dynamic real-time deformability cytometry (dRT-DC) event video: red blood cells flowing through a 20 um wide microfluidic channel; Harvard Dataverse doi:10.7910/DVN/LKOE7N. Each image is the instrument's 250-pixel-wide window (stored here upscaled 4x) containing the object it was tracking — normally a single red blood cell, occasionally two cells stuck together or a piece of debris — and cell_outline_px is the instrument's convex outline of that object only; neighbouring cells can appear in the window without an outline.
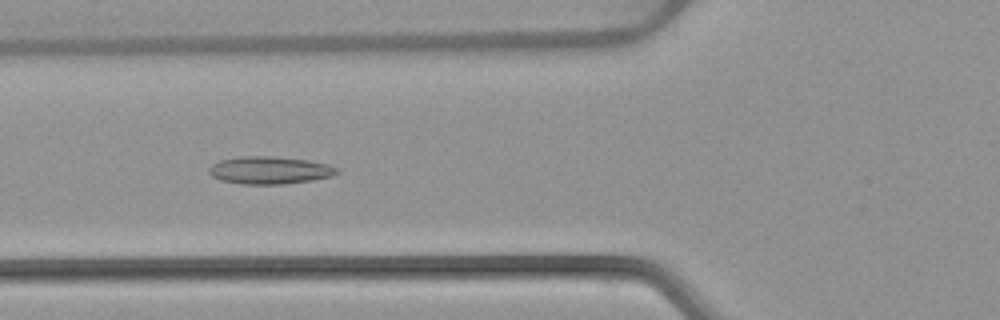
{"species": "common noctule bat (a hibernating species)", "species_latin": "Nyctalus noctula", "temperature_condition": "warm", "stored_images_in_passage": 53, "camera_frame_rate_fps": 3000, "um_per_image_px": 0.085, "animal": {"sex": "female", "body_mass_g": 22.7, "forearm_length_mm": 54.2}, "frame": {"image": 1, "passage_image": 20, "time_ms": 6.333, "image_size_px": [1000, 320], "cell_outline_px": [[340, 172], [332, 176], [312, 180], [284, 184], [240, 184], [220, 180], [212, 176], [208, 172], [208, 168], [212, 164], [220, 160], [240, 156], [272, 156], [308, 160], [328, 164], [340, 168]], "centroid_in_image_um": [22.93, 14.47], "position_along_channel_um": 102.9, "area_um2": 20.75}}
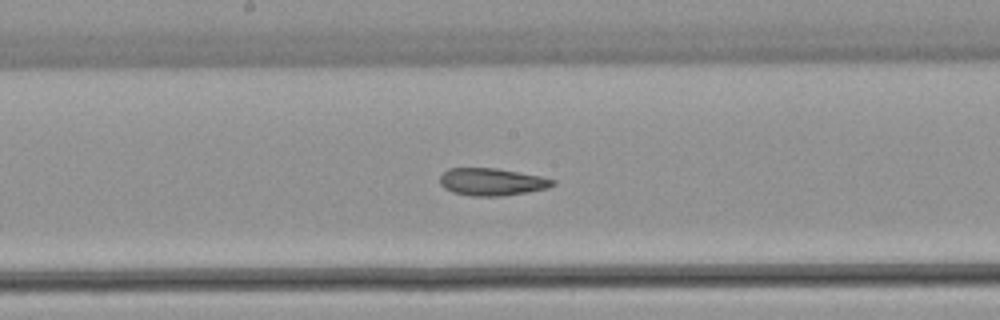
{"frame": {"image": 2, "passage_image": 28, "time_ms": 9.0, "image_size_px": [1000, 320], "cell_outline_px": [[556, 184], [548, 188], [528, 192], [504, 196], [472, 196], [452, 192], [444, 188], [440, 184], [440, 176], [448, 168], [496, 168], [540, 176], [556, 180]], "centroid_in_image_um": [41.81, 15.46], "position_along_channel_um": 206.4, "area_um2": 18.09}}
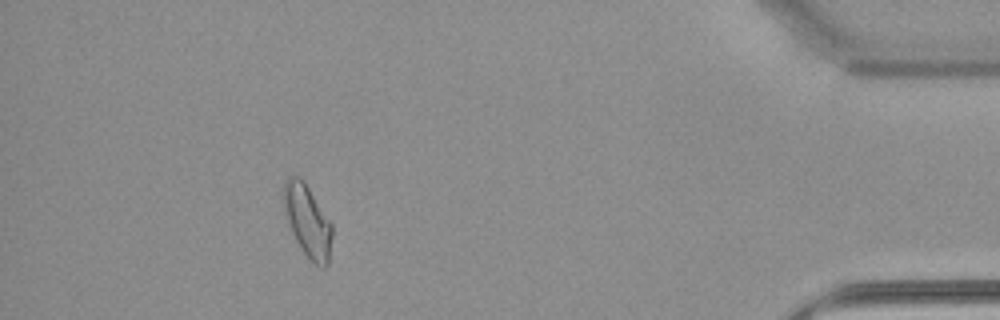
{"frame": {"image": 3, "passage_image": 48, "time_ms": 15.667, "image_size_px": [1000, 320], "cell_outline_px": [[332, 236], [328, 264], [324, 268], [312, 264], [308, 260], [300, 248], [288, 224], [284, 212], [284, 180], [288, 176], [300, 176], [332, 224]], "centroid_in_image_um": [26.14, 18.83], "position_along_channel_um": 409.1, "area_um2": 20.35}, "authors_computed_cell_mechanics": {"area_um2": 19.7098, "velocity_mm_per_s": 3.8794, "shape_relaxation_time_tau1_ms": null, "shape_relaxation_time_tau2_ms": 2.4727, "deformation_change_tau1": null, "deformation_change_tau2": 0.095}}